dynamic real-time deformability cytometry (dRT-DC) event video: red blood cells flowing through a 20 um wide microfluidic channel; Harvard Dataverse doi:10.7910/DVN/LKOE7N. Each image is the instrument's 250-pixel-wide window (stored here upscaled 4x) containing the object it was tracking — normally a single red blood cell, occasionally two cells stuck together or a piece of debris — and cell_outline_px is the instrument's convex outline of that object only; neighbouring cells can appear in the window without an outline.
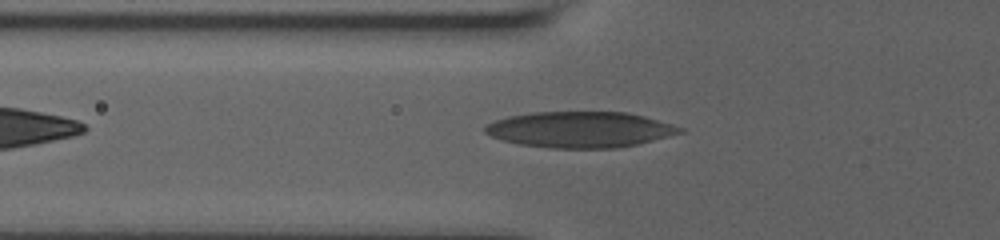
{"species": "human", "species_latin": "Homo sapiens", "temperature_condition": "room temperature", "stored_images_in_passage": 39, "camera_frame_rate_fps": 3000, "um_per_image_px": 0.085, "donor": {"sex": "male"}, "frame": {"image": 1, "passage_image": 3, "time_ms": 0.667, "image_size_px": [1000, 240], "cell_outline_px": [[684, 132], [636, 144], [616, 148], [552, 148], [520, 144], [504, 140], [492, 136], [484, 132], [484, 128], [488, 124], [496, 120], [508, 116], [536, 112], [628, 112], [644, 116], [672, 124], [684, 128]], "centroid_in_image_um": [49.32, 11.01], "position_along_channel_um": 76.5, "area_um2": 40.46}}
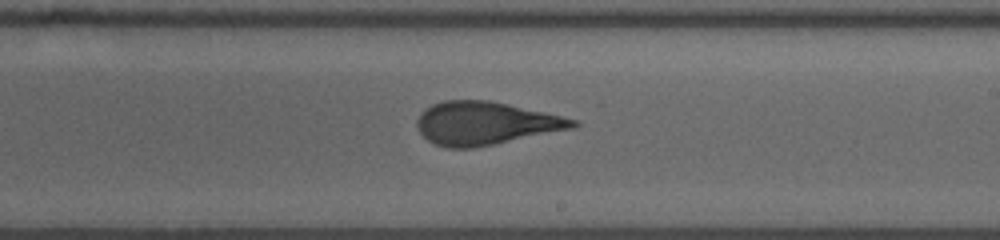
{"frame": {"image": 2, "passage_image": 17, "time_ms": 5.333, "image_size_px": [1000, 240], "cell_outline_px": [[580, 124], [572, 128], [472, 148], [448, 148], [436, 144], [428, 140], [420, 132], [416, 124], [416, 120], [432, 104], [444, 100], [488, 100], [508, 104], [560, 116], [576, 120]], "centroid_in_image_um": [41.22, 10.47], "position_along_channel_um": 247.8, "area_um2": 38.26}}
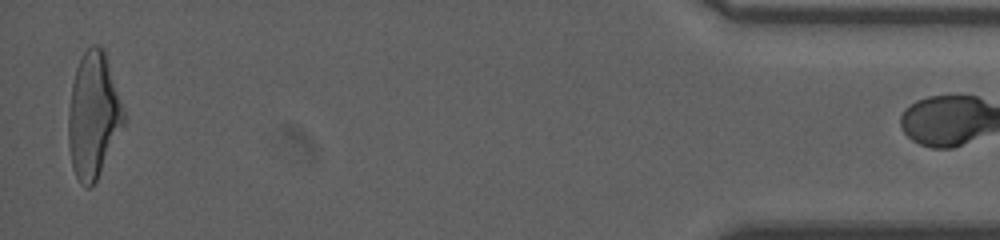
{"frame": {"image": 3, "passage_image": 38, "time_ms": 12.333, "image_size_px": [1000, 240], "cell_outline_px": [[124, 124], [96, 180], [88, 188], [80, 184], [72, 168], [68, 148], [68, 112], [72, 84], [76, 68], [80, 56], [92, 44], [96, 44], [104, 48], [124, 108]], "centroid_in_image_um": [7.92, 9.78], "position_along_channel_um": 427.3, "area_um2": 40.52}}